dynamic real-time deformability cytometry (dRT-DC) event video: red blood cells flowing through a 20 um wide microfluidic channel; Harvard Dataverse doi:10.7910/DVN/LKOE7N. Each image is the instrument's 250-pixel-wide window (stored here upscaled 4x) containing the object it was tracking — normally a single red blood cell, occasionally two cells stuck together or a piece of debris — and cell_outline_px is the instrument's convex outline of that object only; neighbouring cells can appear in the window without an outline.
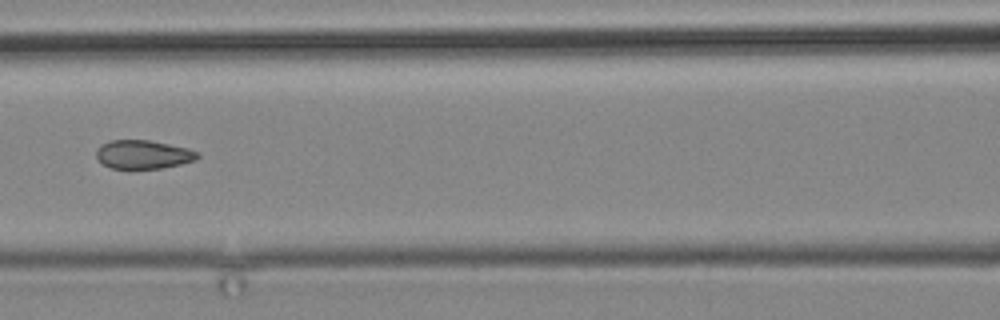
{"species": "common noctule bat (a hibernating species)", "species_latin": "Nyctalus noctula", "temperature_condition": "cold", "stored_images_in_passage": 16, "camera_frame_rate_fps": 3000, "um_per_image_px": 0.085, "animal": {"sex": "male", "body_mass_g": 19.2, "forearm_length_mm": 51.8}, "frame": {"image": 1, "passage_image": 14, "time_ms": 16.333, "image_size_px": [1000, 320], "cell_outline_px": [[200, 156], [196, 160], [180, 164], [160, 168], [112, 168], [104, 164], [96, 156], [96, 148], [100, 144], [112, 140], [148, 140], [188, 148], [200, 152]], "centroid_in_image_um": [12.19, 13.12], "position_along_channel_um": 154.4, "area_um2": 16.82}}
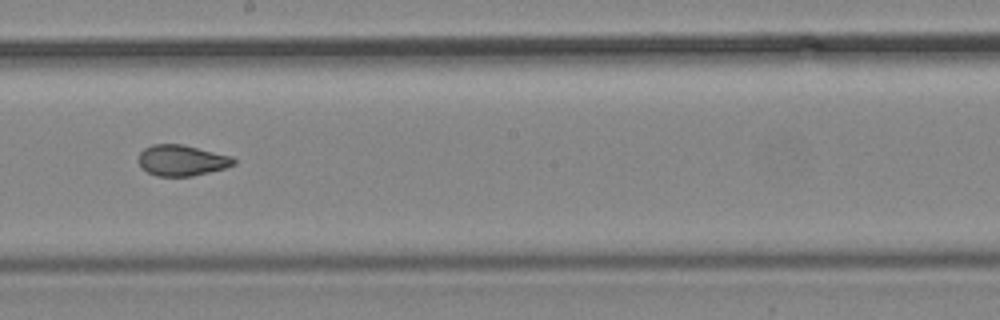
{"frame": {"image": 2, "passage_image": 16, "time_ms": 18.667, "image_size_px": [1000, 320], "cell_outline_px": [[236, 164], [224, 168], [192, 176], [156, 176], [140, 168], [140, 152], [144, 148], [152, 144], [180, 144], [232, 156], [236, 160]], "centroid_in_image_um": [15.45, 13.63], "position_along_channel_um": 232.8, "area_um2": 16.99}}